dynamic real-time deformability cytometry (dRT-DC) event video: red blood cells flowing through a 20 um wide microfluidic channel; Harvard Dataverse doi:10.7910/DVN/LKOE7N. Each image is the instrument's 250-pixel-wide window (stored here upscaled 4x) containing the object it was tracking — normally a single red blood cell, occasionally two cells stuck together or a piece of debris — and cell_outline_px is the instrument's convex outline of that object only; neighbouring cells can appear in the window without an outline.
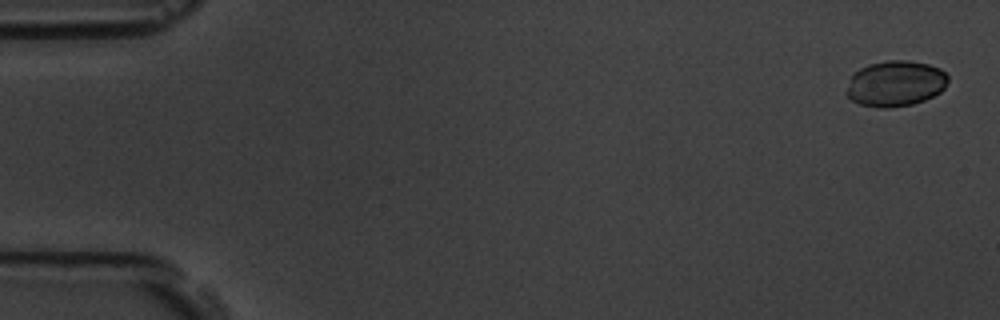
{"species": "common noctule bat (a hibernating species)", "species_latin": "Nyctalus noctula", "temperature_condition": "room temperature", "stored_images_in_passage": 6, "camera_frame_rate_fps": 3000, "um_per_image_px": 0.085, "animal": {"sex": "male", "body_mass_g": 19.5, "forearm_length_mm": 54.6}, "frame": {"image": 1, "passage_image": 1, "time_ms": 0.0, "image_size_px": [1000, 320], "cell_outline_px": [[948, 80], [944, 88], [940, 92], [924, 100], [912, 104], [888, 108], [880, 108], [860, 104], [852, 100], [844, 92], [852, 72], [868, 64], [888, 60], [908, 60], [928, 64], [940, 68], [948, 76]], "centroid_in_image_um": [76.08, 7.09], "position_along_channel_um": 8.9, "area_um2": 27.28}}
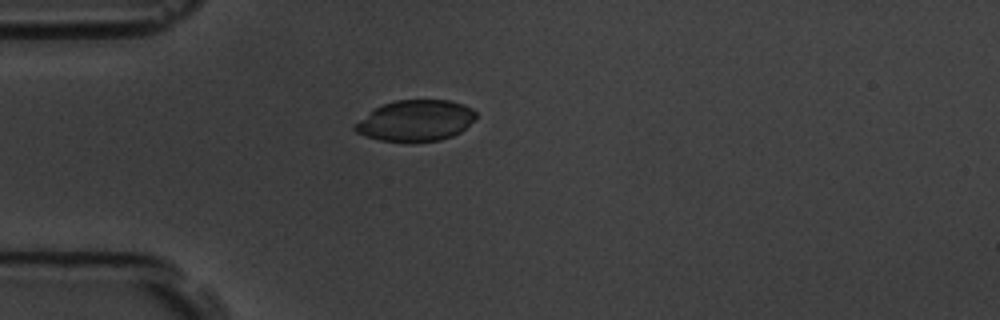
{"frame": {"image": 2, "passage_image": 5, "time_ms": 1.333, "image_size_px": [1000, 320], "cell_outline_px": [[476, 120], [460, 132], [452, 136], [440, 140], [380, 140], [364, 136], [356, 132], [352, 128], [352, 124], [376, 108], [384, 104], [396, 100], [448, 100], [464, 104], [472, 108], [476, 112]], "centroid_in_image_um": [35.34, 10.23], "position_along_channel_um": 49.7, "area_um2": 28.67}}